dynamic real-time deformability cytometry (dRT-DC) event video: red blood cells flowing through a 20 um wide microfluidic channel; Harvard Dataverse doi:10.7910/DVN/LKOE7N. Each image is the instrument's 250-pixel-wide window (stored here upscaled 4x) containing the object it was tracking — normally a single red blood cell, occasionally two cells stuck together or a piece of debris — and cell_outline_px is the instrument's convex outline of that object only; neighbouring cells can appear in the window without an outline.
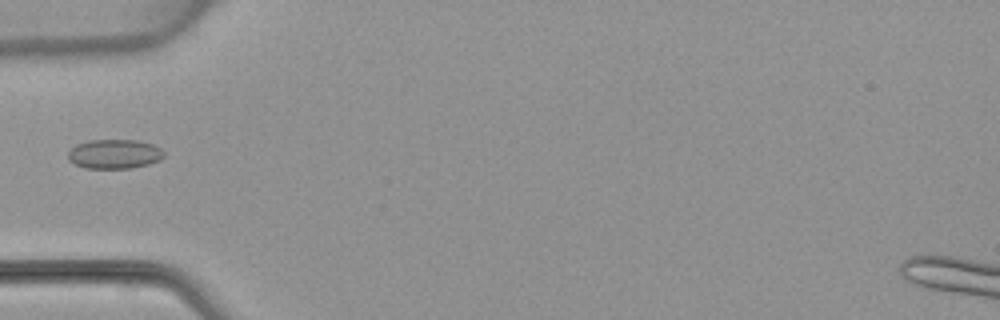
{"species": "common noctule bat (a hibernating species)", "species_latin": "Nyctalus noctula", "temperature_condition": "warm", "stored_images_in_passage": 4, "camera_frame_rate_fps": 3000, "um_per_image_px": 0.085, "animal": {"sex": "female", "body_mass_g": 22.7, "forearm_length_mm": 54.2}, "frame": {"image": 1, "passage_image": 4, "time_ms": 3.667, "image_size_px": [1000, 320], "cell_outline_px": [[164, 156], [160, 160], [148, 164], [132, 168], [84, 168], [68, 160], [68, 152], [76, 144], [88, 140], [136, 140], [152, 144], [160, 148], [164, 152]], "centroid_in_image_um": [9.72, 13.09], "position_along_channel_um": 75.3, "area_um2": 16.42}}